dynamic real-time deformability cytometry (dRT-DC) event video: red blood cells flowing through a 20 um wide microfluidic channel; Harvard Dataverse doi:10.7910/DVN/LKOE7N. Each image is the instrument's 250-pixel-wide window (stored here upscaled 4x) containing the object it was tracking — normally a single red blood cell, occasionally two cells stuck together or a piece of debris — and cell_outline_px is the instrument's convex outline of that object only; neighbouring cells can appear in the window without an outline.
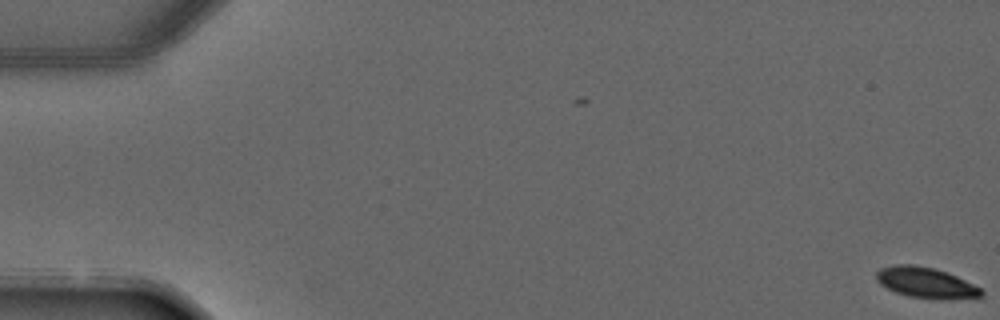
{"species": "common noctule bat (a hibernating species)", "species_latin": "Nyctalus noctula", "temperature_condition": "warm", "stored_images_in_passage": 4, "camera_frame_rate_fps": 3000, "um_per_image_px": 0.085, "animal": {"sex": "male", "forearm_length_mm": 52.5}, "frame": {"image": 1, "passage_image": 1, "time_ms": 0.0, "image_size_px": [1000, 320], "cell_outline_px": [[984, 292], [976, 300], [940, 300], [908, 296], [896, 292], [880, 284], [876, 280], [876, 272], [880, 268], [896, 264], [916, 264], [936, 268], [948, 272], [980, 288]], "centroid_in_image_um": [78.76, 24.05], "position_along_channel_um": 6.2, "area_um2": 19.31}}
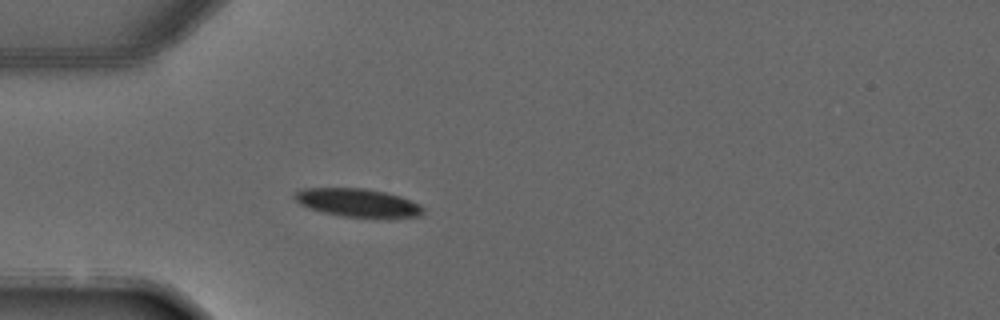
{"frame": {"image": 2, "passage_image": 4, "time_ms": 4.333, "image_size_px": [1000, 320], "cell_outline_px": [[424, 212], [420, 216], [344, 216], [324, 212], [308, 208], [300, 204], [292, 196], [296, 192], [304, 188], [364, 188], [384, 192], [400, 196], [420, 204], [424, 208]], "centroid_in_image_um": [30.37, 17.2], "position_along_channel_um": 54.6, "area_um2": 20.63}}